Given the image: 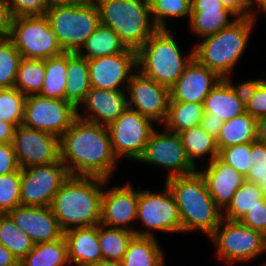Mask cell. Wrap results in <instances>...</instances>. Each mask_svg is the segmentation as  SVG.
<instances>
[{
	"instance_id": "cell-1",
	"label": "cell",
	"mask_w": 266,
	"mask_h": 266,
	"mask_svg": "<svg viewBox=\"0 0 266 266\" xmlns=\"http://www.w3.org/2000/svg\"><path fill=\"white\" fill-rule=\"evenodd\" d=\"M60 160L70 176L109 180L119 159L113 153L108 126L79 118L60 137Z\"/></svg>"
},
{
	"instance_id": "cell-2",
	"label": "cell",
	"mask_w": 266,
	"mask_h": 266,
	"mask_svg": "<svg viewBox=\"0 0 266 266\" xmlns=\"http://www.w3.org/2000/svg\"><path fill=\"white\" fill-rule=\"evenodd\" d=\"M108 182L99 177L69 176L50 206L63 232L100 224L103 187Z\"/></svg>"
},
{
	"instance_id": "cell-3",
	"label": "cell",
	"mask_w": 266,
	"mask_h": 266,
	"mask_svg": "<svg viewBox=\"0 0 266 266\" xmlns=\"http://www.w3.org/2000/svg\"><path fill=\"white\" fill-rule=\"evenodd\" d=\"M178 206L182 233L200 230L208 238L223 219L222 210L207 190L205 180L197 170L193 173L166 179Z\"/></svg>"
},
{
	"instance_id": "cell-4",
	"label": "cell",
	"mask_w": 266,
	"mask_h": 266,
	"mask_svg": "<svg viewBox=\"0 0 266 266\" xmlns=\"http://www.w3.org/2000/svg\"><path fill=\"white\" fill-rule=\"evenodd\" d=\"M257 16L237 18L216 34L202 38L193 46L194 58L222 79L230 76L247 48Z\"/></svg>"
},
{
	"instance_id": "cell-5",
	"label": "cell",
	"mask_w": 266,
	"mask_h": 266,
	"mask_svg": "<svg viewBox=\"0 0 266 266\" xmlns=\"http://www.w3.org/2000/svg\"><path fill=\"white\" fill-rule=\"evenodd\" d=\"M100 24L110 27L126 48L138 51L158 28L149 0H96Z\"/></svg>"
},
{
	"instance_id": "cell-6",
	"label": "cell",
	"mask_w": 266,
	"mask_h": 266,
	"mask_svg": "<svg viewBox=\"0 0 266 266\" xmlns=\"http://www.w3.org/2000/svg\"><path fill=\"white\" fill-rule=\"evenodd\" d=\"M173 36L169 29H158L137 51V70L169 89L194 58V49L182 55Z\"/></svg>"
},
{
	"instance_id": "cell-7",
	"label": "cell",
	"mask_w": 266,
	"mask_h": 266,
	"mask_svg": "<svg viewBox=\"0 0 266 266\" xmlns=\"http://www.w3.org/2000/svg\"><path fill=\"white\" fill-rule=\"evenodd\" d=\"M45 16L65 53H77L100 24L96 3L88 6H55L49 8Z\"/></svg>"
},
{
	"instance_id": "cell-8",
	"label": "cell",
	"mask_w": 266,
	"mask_h": 266,
	"mask_svg": "<svg viewBox=\"0 0 266 266\" xmlns=\"http://www.w3.org/2000/svg\"><path fill=\"white\" fill-rule=\"evenodd\" d=\"M209 238L216 244L218 259L227 265L250 262L266 252V237L239 221L223 218Z\"/></svg>"
},
{
	"instance_id": "cell-9",
	"label": "cell",
	"mask_w": 266,
	"mask_h": 266,
	"mask_svg": "<svg viewBox=\"0 0 266 266\" xmlns=\"http://www.w3.org/2000/svg\"><path fill=\"white\" fill-rule=\"evenodd\" d=\"M9 39L23 58L45 60L64 53L45 15L14 17Z\"/></svg>"
},
{
	"instance_id": "cell-10",
	"label": "cell",
	"mask_w": 266,
	"mask_h": 266,
	"mask_svg": "<svg viewBox=\"0 0 266 266\" xmlns=\"http://www.w3.org/2000/svg\"><path fill=\"white\" fill-rule=\"evenodd\" d=\"M162 192L138 190L137 221L146 231L135 230L136 236L155 237L153 231L182 233V222L177 203L168 186Z\"/></svg>"
},
{
	"instance_id": "cell-11",
	"label": "cell",
	"mask_w": 266,
	"mask_h": 266,
	"mask_svg": "<svg viewBox=\"0 0 266 266\" xmlns=\"http://www.w3.org/2000/svg\"><path fill=\"white\" fill-rule=\"evenodd\" d=\"M108 129L116 158L138 161L155 127L152 120L127 107Z\"/></svg>"
},
{
	"instance_id": "cell-12",
	"label": "cell",
	"mask_w": 266,
	"mask_h": 266,
	"mask_svg": "<svg viewBox=\"0 0 266 266\" xmlns=\"http://www.w3.org/2000/svg\"><path fill=\"white\" fill-rule=\"evenodd\" d=\"M20 201L23 206H51L55 194L69 178L63 162L21 168Z\"/></svg>"
},
{
	"instance_id": "cell-13",
	"label": "cell",
	"mask_w": 266,
	"mask_h": 266,
	"mask_svg": "<svg viewBox=\"0 0 266 266\" xmlns=\"http://www.w3.org/2000/svg\"><path fill=\"white\" fill-rule=\"evenodd\" d=\"M76 117L77 109L66 100L31 95L25 100L22 125L60 138Z\"/></svg>"
},
{
	"instance_id": "cell-14",
	"label": "cell",
	"mask_w": 266,
	"mask_h": 266,
	"mask_svg": "<svg viewBox=\"0 0 266 266\" xmlns=\"http://www.w3.org/2000/svg\"><path fill=\"white\" fill-rule=\"evenodd\" d=\"M139 161L166 168V179L187 175L198 169L189 160L179 133L166 128L161 133L154 129Z\"/></svg>"
},
{
	"instance_id": "cell-15",
	"label": "cell",
	"mask_w": 266,
	"mask_h": 266,
	"mask_svg": "<svg viewBox=\"0 0 266 266\" xmlns=\"http://www.w3.org/2000/svg\"><path fill=\"white\" fill-rule=\"evenodd\" d=\"M128 107L153 122L164 124L171 100L170 89L135 71L126 88Z\"/></svg>"
},
{
	"instance_id": "cell-16",
	"label": "cell",
	"mask_w": 266,
	"mask_h": 266,
	"mask_svg": "<svg viewBox=\"0 0 266 266\" xmlns=\"http://www.w3.org/2000/svg\"><path fill=\"white\" fill-rule=\"evenodd\" d=\"M20 168L57 162L60 138L51 133L18 125L12 142Z\"/></svg>"
},
{
	"instance_id": "cell-17",
	"label": "cell",
	"mask_w": 266,
	"mask_h": 266,
	"mask_svg": "<svg viewBox=\"0 0 266 266\" xmlns=\"http://www.w3.org/2000/svg\"><path fill=\"white\" fill-rule=\"evenodd\" d=\"M88 71L91 87L126 90L132 74L137 71V51L127 48L122 53L88 60Z\"/></svg>"
},
{
	"instance_id": "cell-18",
	"label": "cell",
	"mask_w": 266,
	"mask_h": 266,
	"mask_svg": "<svg viewBox=\"0 0 266 266\" xmlns=\"http://www.w3.org/2000/svg\"><path fill=\"white\" fill-rule=\"evenodd\" d=\"M138 190L131 183L113 186L103 191L100 224L110 228H122L135 233L133 221H137Z\"/></svg>"
},
{
	"instance_id": "cell-19",
	"label": "cell",
	"mask_w": 266,
	"mask_h": 266,
	"mask_svg": "<svg viewBox=\"0 0 266 266\" xmlns=\"http://www.w3.org/2000/svg\"><path fill=\"white\" fill-rule=\"evenodd\" d=\"M7 214L34 245L54 241L64 235L50 206L19 205Z\"/></svg>"
},
{
	"instance_id": "cell-20",
	"label": "cell",
	"mask_w": 266,
	"mask_h": 266,
	"mask_svg": "<svg viewBox=\"0 0 266 266\" xmlns=\"http://www.w3.org/2000/svg\"><path fill=\"white\" fill-rule=\"evenodd\" d=\"M221 80L217 73L193 58L170 88V101L204 103L207 95Z\"/></svg>"
},
{
	"instance_id": "cell-21",
	"label": "cell",
	"mask_w": 266,
	"mask_h": 266,
	"mask_svg": "<svg viewBox=\"0 0 266 266\" xmlns=\"http://www.w3.org/2000/svg\"><path fill=\"white\" fill-rule=\"evenodd\" d=\"M126 90H103L91 87L80 106H85L86 115L77 110L81 119L109 126L128 107Z\"/></svg>"
},
{
	"instance_id": "cell-22",
	"label": "cell",
	"mask_w": 266,
	"mask_h": 266,
	"mask_svg": "<svg viewBox=\"0 0 266 266\" xmlns=\"http://www.w3.org/2000/svg\"><path fill=\"white\" fill-rule=\"evenodd\" d=\"M198 170L203 176L207 190L216 205L223 211L231 202L237 189L245 182V177L219 156Z\"/></svg>"
},
{
	"instance_id": "cell-23",
	"label": "cell",
	"mask_w": 266,
	"mask_h": 266,
	"mask_svg": "<svg viewBox=\"0 0 266 266\" xmlns=\"http://www.w3.org/2000/svg\"><path fill=\"white\" fill-rule=\"evenodd\" d=\"M234 18L233 20L229 17ZM237 17L219 0H191L189 27L201 39L228 27Z\"/></svg>"
},
{
	"instance_id": "cell-24",
	"label": "cell",
	"mask_w": 266,
	"mask_h": 266,
	"mask_svg": "<svg viewBox=\"0 0 266 266\" xmlns=\"http://www.w3.org/2000/svg\"><path fill=\"white\" fill-rule=\"evenodd\" d=\"M68 259L76 266H93L103 260L98 239V225L73 228L64 232Z\"/></svg>"
},
{
	"instance_id": "cell-25",
	"label": "cell",
	"mask_w": 266,
	"mask_h": 266,
	"mask_svg": "<svg viewBox=\"0 0 266 266\" xmlns=\"http://www.w3.org/2000/svg\"><path fill=\"white\" fill-rule=\"evenodd\" d=\"M204 115L207 118L228 121L246 112V105L235 95L230 85L222 79L204 100Z\"/></svg>"
},
{
	"instance_id": "cell-26",
	"label": "cell",
	"mask_w": 266,
	"mask_h": 266,
	"mask_svg": "<svg viewBox=\"0 0 266 266\" xmlns=\"http://www.w3.org/2000/svg\"><path fill=\"white\" fill-rule=\"evenodd\" d=\"M65 100L77 110L91 88L88 60L77 53H67Z\"/></svg>"
},
{
	"instance_id": "cell-27",
	"label": "cell",
	"mask_w": 266,
	"mask_h": 266,
	"mask_svg": "<svg viewBox=\"0 0 266 266\" xmlns=\"http://www.w3.org/2000/svg\"><path fill=\"white\" fill-rule=\"evenodd\" d=\"M156 237L134 236L121 263L123 266H165V253Z\"/></svg>"
},
{
	"instance_id": "cell-28",
	"label": "cell",
	"mask_w": 266,
	"mask_h": 266,
	"mask_svg": "<svg viewBox=\"0 0 266 266\" xmlns=\"http://www.w3.org/2000/svg\"><path fill=\"white\" fill-rule=\"evenodd\" d=\"M256 141V119L244 112L224 121L216 138L219 152L226 147Z\"/></svg>"
},
{
	"instance_id": "cell-29",
	"label": "cell",
	"mask_w": 266,
	"mask_h": 266,
	"mask_svg": "<svg viewBox=\"0 0 266 266\" xmlns=\"http://www.w3.org/2000/svg\"><path fill=\"white\" fill-rule=\"evenodd\" d=\"M126 49L119 36L110 27L99 24L77 54L87 60H91L97 57L122 53ZM82 50L86 51L82 52Z\"/></svg>"
},
{
	"instance_id": "cell-30",
	"label": "cell",
	"mask_w": 266,
	"mask_h": 266,
	"mask_svg": "<svg viewBox=\"0 0 266 266\" xmlns=\"http://www.w3.org/2000/svg\"><path fill=\"white\" fill-rule=\"evenodd\" d=\"M70 264L64 235L57 240L36 244L20 261V266H64Z\"/></svg>"
},
{
	"instance_id": "cell-31",
	"label": "cell",
	"mask_w": 266,
	"mask_h": 266,
	"mask_svg": "<svg viewBox=\"0 0 266 266\" xmlns=\"http://www.w3.org/2000/svg\"><path fill=\"white\" fill-rule=\"evenodd\" d=\"M179 135L188 158L195 167V160L202 156L209 155L208 163L219 156L216 138L207 133L201 125L179 132Z\"/></svg>"
},
{
	"instance_id": "cell-32",
	"label": "cell",
	"mask_w": 266,
	"mask_h": 266,
	"mask_svg": "<svg viewBox=\"0 0 266 266\" xmlns=\"http://www.w3.org/2000/svg\"><path fill=\"white\" fill-rule=\"evenodd\" d=\"M204 104L170 101L164 127L172 132H182L201 125L204 116Z\"/></svg>"
},
{
	"instance_id": "cell-33",
	"label": "cell",
	"mask_w": 266,
	"mask_h": 266,
	"mask_svg": "<svg viewBox=\"0 0 266 266\" xmlns=\"http://www.w3.org/2000/svg\"><path fill=\"white\" fill-rule=\"evenodd\" d=\"M135 233L98 224V239L103 261H121Z\"/></svg>"
},
{
	"instance_id": "cell-34",
	"label": "cell",
	"mask_w": 266,
	"mask_h": 266,
	"mask_svg": "<svg viewBox=\"0 0 266 266\" xmlns=\"http://www.w3.org/2000/svg\"><path fill=\"white\" fill-rule=\"evenodd\" d=\"M66 71L67 53L45 59V77L39 95L65 100Z\"/></svg>"
},
{
	"instance_id": "cell-35",
	"label": "cell",
	"mask_w": 266,
	"mask_h": 266,
	"mask_svg": "<svg viewBox=\"0 0 266 266\" xmlns=\"http://www.w3.org/2000/svg\"><path fill=\"white\" fill-rule=\"evenodd\" d=\"M45 77V60L22 58L14 87L26 96L40 94Z\"/></svg>"
},
{
	"instance_id": "cell-36",
	"label": "cell",
	"mask_w": 266,
	"mask_h": 266,
	"mask_svg": "<svg viewBox=\"0 0 266 266\" xmlns=\"http://www.w3.org/2000/svg\"><path fill=\"white\" fill-rule=\"evenodd\" d=\"M260 199H262L260 186L245 181L237 189L228 206L222 211V216L229 221H239L249 209L260 204Z\"/></svg>"
},
{
	"instance_id": "cell-37",
	"label": "cell",
	"mask_w": 266,
	"mask_h": 266,
	"mask_svg": "<svg viewBox=\"0 0 266 266\" xmlns=\"http://www.w3.org/2000/svg\"><path fill=\"white\" fill-rule=\"evenodd\" d=\"M0 242L13 253L19 262L34 246L30 237L15 225L7 213L0 214Z\"/></svg>"
},
{
	"instance_id": "cell-38",
	"label": "cell",
	"mask_w": 266,
	"mask_h": 266,
	"mask_svg": "<svg viewBox=\"0 0 266 266\" xmlns=\"http://www.w3.org/2000/svg\"><path fill=\"white\" fill-rule=\"evenodd\" d=\"M149 5L158 29H168V17L191 16V0H149Z\"/></svg>"
},
{
	"instance_id": "cell-39",
	"label": "cell",
	"mask_w": 266,
	"mask_h": 266,
	"mask_svg": "<svg viewBox=\"0 0 266 266\" xmlns=\"http://www.w3.org/2000/svg\"><path fill=\"white\" fill-rule=\"evenodd\" d=\"M22 58L9 38L0 44V89L14 87Z\"/></svg>"
},
{
	"instance_id": "cell-40",
	"label": "cell",
	"mask_w": 266,
	"mask_h": 266,
	"mask_svg": "<svg viewBox=\"0 0 266 266\" xmlns=\"http://www.w3.org/2000/svg\"><path fill=\"white\" fill-rule=\"evenodd\" d=\"M26 95L17 88L0 89V121L22 125Z\"/></svg>"
},
{
	"instance_id": "cell-41",
	"label": "cell",
	"mask_w": 266,
	"mask_h": 266,
	"mask_svg": "<svg viewBox=\"0 0 266 266\" xmlns=\"http://www.w3.org/2000/svg\"><path fill=\"white\" fill-rule=\"evenodd\" d=\"M21 171L0 176V214H6L21 205Z\"/></svg>"
},
{
	"instance_id": "cell-42",
	"label": "cell",
	"mask_w": 266,
	"mask_h": 266,
	"mask_svg": "<svg viewBox=\"0 0 266 266\" xmlns=\"http://www.w3.org/2000/svg\"><path fill=\"white\" fill-rule=\"evenodd\" d=\"M219 157L245 177L252 167L251 143H243L223 148L219 152Z\"/></svg>"
},
{
	"instance_id": "cell-43",
	"label": "cell",
	"mask_w": 266,
	"mask_h": 266,
	"mask_svg": "<svg viewBox=\"0 0 266 266\" xmlns=\"http://www.w3.org/2000/svg\"><path fill=\"white\" fill-rule=\"evenodd\" d=\"M251 158L252 167L245 176V181L260 186L266 177V145L257 141L251 142Z\"/></svg>"
},
{
	"instance_id": "cell-44",
	"label": "cell",
	"mask_w": 266,
	"mask_h": 266,
	"mask_svg": "<svg viewBox=\"0 0 266 266\" xmlns=\"http://www.w3.org/2000/svg\"><path fill=\"white\" fill-rule=\"evenodd\" d=\"M14 17L45 15L48 0H9Z\"/></svg>"
},
{
	"instance_id": "cell-45",
	"label": "cell",
	"mask_w": 266,
	"mask_h": 266,
	"mask_svg": "<svg viewBox=\"0 0 266 266\" xmlns=\"http://www.w3.org/2000/svg\"><path fill=\"white\" fill-rule=\"evenodd\" d=\"M239 222L266 237V201L263 198L260 199V204L249 209Z\"/></svg>"
},
{
	"instance_id": "cell-46",
	"label": "cell",
	"mask_w": 266,
	"mask_h": 266,
	"mask_svg": "<svg viewBox=\"0 0 266 266\" xmlns=\"http://www.w3.org/2000/svg\"><path fill=\"white\" fill-rule=\"evenodd\" d=\"M224 80L230 85L235 95L240 101L246 105L253 97L256 88L265 80L263 78L251 79L248 81L240 82L237 85L232 82L231 76H227Z\"/></svg>"
},
{
	"instance_id": "cell-47",
	"label": "cell",
	"mask_w": 266,
	"mask_h": 266,
	"mask_svg": "<svg viewBox=\"0 0 266 266\" xmlns=\"http://www.w3.org/2000/svg\"><path fill=\"white\" fill-rule=\"evenodd\" d=\"M246 112L255 119L266 116V79L256 88L253 97L246 104Z\"/></svg>"
},
{
	"instance_id": "cell-48",
	"label": "cell",
	"mask_w": 266,
	"mask_h": 266,
	"mask_svg": "<svg viewBox=\"0 0 266 266\" xmlns=\"http://www.w3.org/2000/svg\"><path fill=\"white\" fill-rule=\"evenodd\" d=\"M20 169L13 145L11 143L0 144V176L17 172Z\"/></svg>"
},
{
	"instance_id": "cell-49",
	"label": "cell",
	"mask_w": 266,
	"mask_h": 266,
	"mask_svg": "<svg viewBox=\"0 0 266 266\" xmlns=\"http://www.w3.org/2000/svg\"><path fill=\"white\" fill-rule=\"evenodd\" d=\"M225 6L236 15L237 18H249L255 17L257 11L255 10V0H219ZM254 9V10H253Z\"/></svg>"
},
{
	"instance_id": "cell-50",
	"label": "cell",
	"mask_w": 266,
	"mask_h": 266,
	"mask_svg": "<svg viewBox=\"0 0 266 266\" xmlns=\"http://www.w3.org/2000/svg\"><path fill=\"white\" fill-rule=\"evenodd\" d=\"M14 16L9 0H0V34L10 37Z\"/></svg>"
},
{
	"instance_id": "cell-51",
	"label": "cell",
	"mask_w": 266,
	"mask_h": 266,
	"mask_svg": "<svg viewBox=\"0 0 266 266\" xmlns=\"http://www.w3.org/2000/svg\"><path fill=\"white\" fill-rule=\"evenodd\" d=\"M223 123L224 121L222 119L207 118L204 115L201 126L206 130L207 133L212 134L215 138H217Z\"/></svg>"
},
{
	"instance_id": "cell-52",
	"label": "cell",
	"mask_w": 266,
	"mask_h": 266,
	"mask_svg": "<svg viewBox=\"0 0 266 266\" xmlns=\"http://www.w3.org/2000/svg\"><path fill=\"white\" fill-rule=\"evenodd\" d=\"M16 126L6 121H0V144L13 142Z\"/></svg>"
},
{
	"instance_id": "cell-53",
	"label": "cell",
	"mask_w": 266,
	"mask_h": 266,
	"mask_svg": "<svg viewBox=\"0 0 266 266\" xmlns=\"http://www.w3.org/2000/svg\"><path fill=\"white\" fill-rule=\"evenodd\" d=\"M0 266H20L13 253L0 242Z\"/></svg>"
},
{
	"instance_id": "cell-54",
	"label": "cell",
	"mask_w": 266,
	"mask_h": 266,
	"mask_svg": "<svg viewBox=\"0 0 266 266\" xmlns=\"http://www.w3.org/2000/svg\"><path fill=\"white\" fill-rule=\"evenodd\" d=\"M96 3V0H48V9L55 6H88Z\"/></svg>"
},
{
	"instance_id": "cell-55",
	"label": "cell",
	"mask_w": 266,
	"mask_h": 266,
	"mask_svg": "<svg viewBox=\"0 0 266 266\" xmlns=\"http://www.w3.org/2000/svg\"><path fill=\"white\" fill-rule=\"evenodd\" d=\"M256 141L266 145V116L256 119Z\"/></svg>"
},
{
	"instance_id": "cell-56",
	"label": "cell",
	"mask_w": 266,
	"mask_h": 266,
	"mask_svg": "<svg viewBox=\"0 0 266 266\" xmlns=\"http://www.w3.org/2000/svg\"><path fill=\"white\" fill-rule=\"evenodd\" d=\"M93 266H123L121 261H101L96 265Z\"/></svg>"
},
{
	"instance_id": "cell-57",
	"label": "cell",
	"mask_w": 266,
	"mask_h": 266,
	"mask_svg": "<svg viewBox=\"0 0 266 266\" xmlns=\"http://www.w3.org/2000/svg\"><path fill=\"white\" fill-rule=\"evenodd\" d=\"M254 6H258L259 10H261V12L264 11L263 13L266 15V0H255Z\"/></svg>"
},
{
	"instance_id": "cell-58",
	"label": "cell",
	"mask_w": 266,
	"mask_h": 266,
	"mask_svg": "<svg viewBox=\"0 0 266 266\" xmlns=\"http://www.w3.org/2000/svg\"><path fill=\"white\" fill-rule=\"evenodd\" d=\"M262 198L266 201V177L262 180V184L260 185Z\"/></svg>"
},
{
	"instance_id": "cell-59",
	"label": "cell",
	"mask_w": 266,
	"mask_h": 266,
	"mask_svg": "<svg viewBox=\"0 0 266 266\" xmlns=\"http://www.w3.org/2000/svg\"><path fill=\"white\" fill-rule=\"evenodd\" d=\"M6 39V37L3 34H0V44Z\"/></svg>"
}]
</instances>
